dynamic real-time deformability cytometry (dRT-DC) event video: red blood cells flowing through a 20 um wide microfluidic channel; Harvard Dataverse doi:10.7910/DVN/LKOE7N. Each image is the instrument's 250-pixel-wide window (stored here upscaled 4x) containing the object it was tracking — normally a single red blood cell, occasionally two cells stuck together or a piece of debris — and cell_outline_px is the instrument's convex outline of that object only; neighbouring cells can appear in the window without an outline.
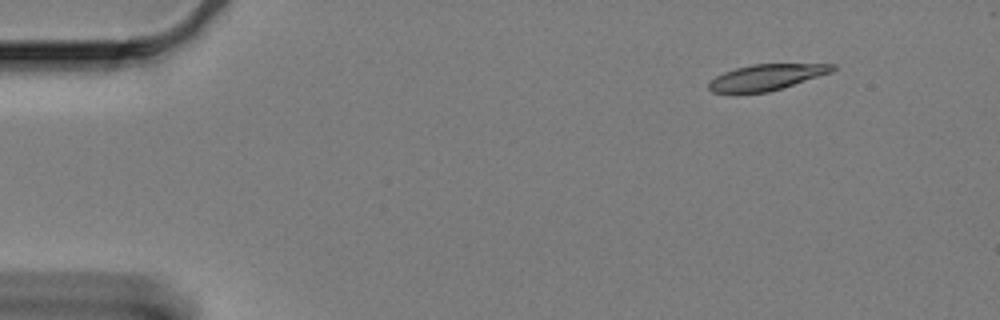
{"species": "Egyptian fruit bat (a non-hibernating species)", "species_latin": "Rousettus aegyptiacus", "temperature_condition": "cold", "stored_images_in_passage": 55, "camera_frame_rate_fps": 3000, "um_per_image_px": 0.085, "animal": {"sex": "female"}, "frame": {"image": 1, "passage_image": 1, "time_ms": 0.0, "image_size_px": [1000, 320], "cell_outline_px": [[836, 68], [832, 72], [768, 92], [712, 92], [708, 88], [708, 84], [716, 76], [724, 72], [736, 68], [752, 64], [836, 64]], "centroid_in_image_um": [65.16, 6.55], "position_along_channel_um": 19.8, "area_um2": 18.32}}
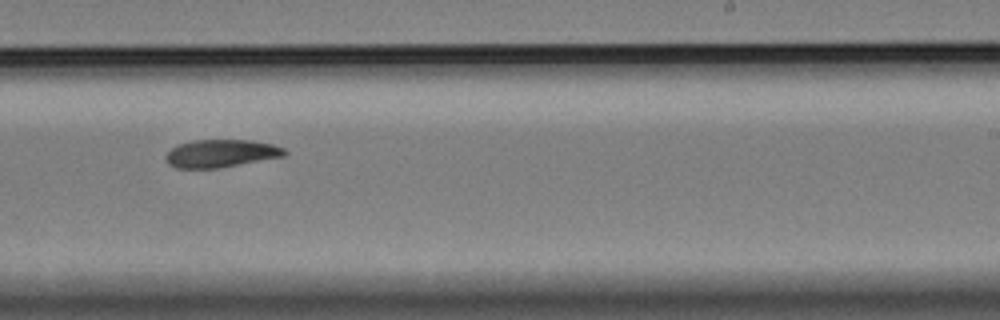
{"frame": {"image": 2, "passage_image": 32, "time_ms": 10.333, "image_size_px": [1000, 320], "cell_outline_px": [[288, 152], [284, 156], [220, 168], [176, 168], [168, 164], [164, 160], [164, 156], [172, 148], [180, 144], [192, 140], [252, 140], [272, 144], [284, 148]], "centroid_in_image_um": [18.77, 13.04], "position_along_channel_um": 270.2, "area_um2": 19.31}}
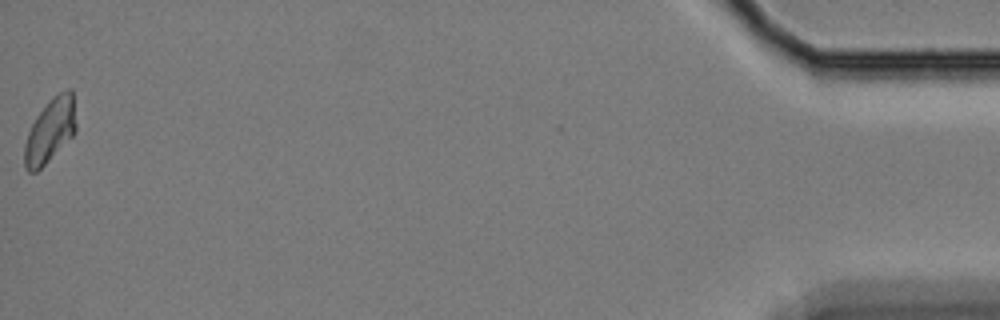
{"frame": {"image": 3, "passage_image": 55, "time_ms": 18.0, "image_size_px": [1000, 320], "cell_outline_px": [[76, 132], [36, 172], [28, 172], [24, 168], [24, 144], [28, 132], [36, 116], [52, 96], [68, 88], [72, 88], [76, 124]], "centroid_in_image_um": [4.25, 11.08], "position_along_channel_um": 430.9, "area_um2": 19.13}}